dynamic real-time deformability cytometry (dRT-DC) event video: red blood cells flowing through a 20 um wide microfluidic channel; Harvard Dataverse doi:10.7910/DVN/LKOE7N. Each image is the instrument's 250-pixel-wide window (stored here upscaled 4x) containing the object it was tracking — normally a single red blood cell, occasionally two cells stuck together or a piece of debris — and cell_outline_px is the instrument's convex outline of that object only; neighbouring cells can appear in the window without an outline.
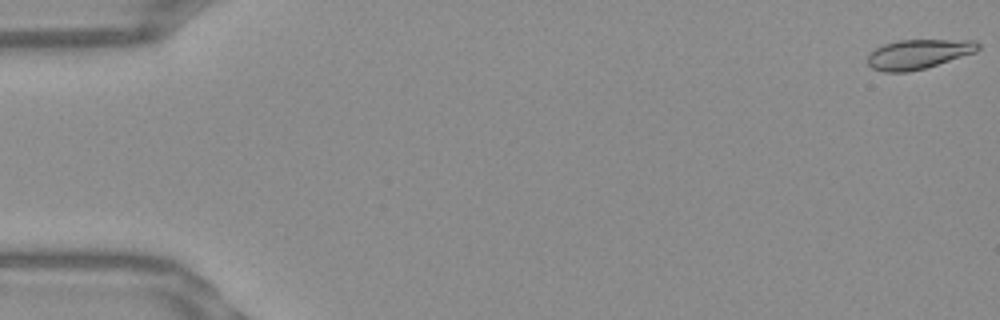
{"species": "Egyptian fruit bat (a non-hibernating species)", "species_latin": "Rousettus aegyptiacus", "temperature_condition": "warm", "stored_images_in_passage": 54, "camera_frame_rate_fps": 3000, "um_per_image_px": 0.085, "frame": {"image": 1, "passage_image": 1, "time_ms": 0.0, "image_size_px": [1000, 320], "cell_outline_px": [[980, 48], [976, 52], [924, 68], [908, 72], [884, 72], [872, 68], [868, 64], [868, 56], [876, 48], [884, 44], [896, 40], [972, 40], [980, 44]], "centroid_in_image_um": [78.06, 4.59], "position_along_channel_um": 6.9, "area_um2": 18.84}}
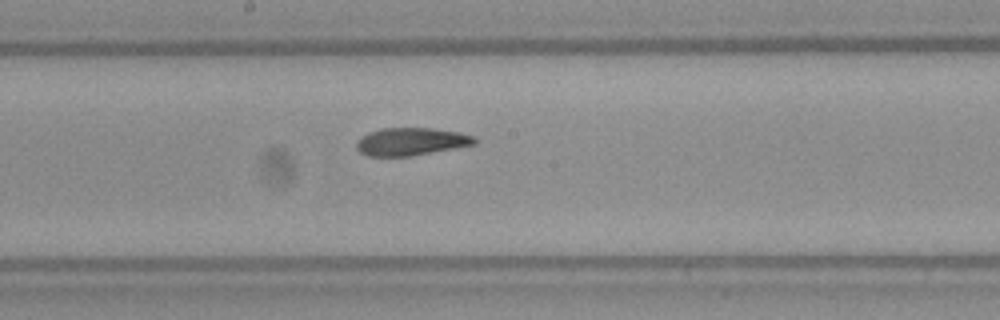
{"frame": {"image": 2, "passage_image": 29, "time_ms": 9.333, "image_size_px": [1000, 320], "cell_outline_px": [[480, 140], [476, 144], [408, 156], [368, 156], [360, 152], [356, 148], [356, 140], [368, 132], [380, 128], [432, 128], [460, 132], [476, 136]], "centroid_in_image_um": [34.95, 12.02], "position_along_channel_um": 213.2, "area_um2": 19.19}}
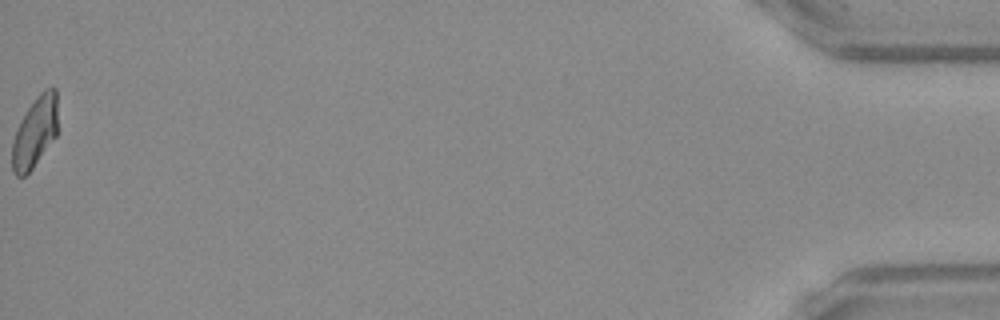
{"frame": {"image": 3, "passage_image": 54, "time_ms": 17.667, "image_size_px": [1000, 320], "cell_outline_px": [[56, 136], [32, 168], [24, 176], [16, 176], [12, 172], [12, 140], [28, 108], [36, 96], [44, 88], [56, 88]], "centroid_in_image_um": [2.95, 11.24], "position_along_channel_um": 432.2, "area_um2": 18.32}, "authors_computed_cell_mechanics": {"area_um2": 19.4208, "velocity_mm_per_s": 3.8328, "shape_relaxation_time_tau1_ms": null, "shape_relaxation_time_tau2_ms": 2.038, "deformation_change_tau1": null, "deformation_change_tau2": 0.0875}}